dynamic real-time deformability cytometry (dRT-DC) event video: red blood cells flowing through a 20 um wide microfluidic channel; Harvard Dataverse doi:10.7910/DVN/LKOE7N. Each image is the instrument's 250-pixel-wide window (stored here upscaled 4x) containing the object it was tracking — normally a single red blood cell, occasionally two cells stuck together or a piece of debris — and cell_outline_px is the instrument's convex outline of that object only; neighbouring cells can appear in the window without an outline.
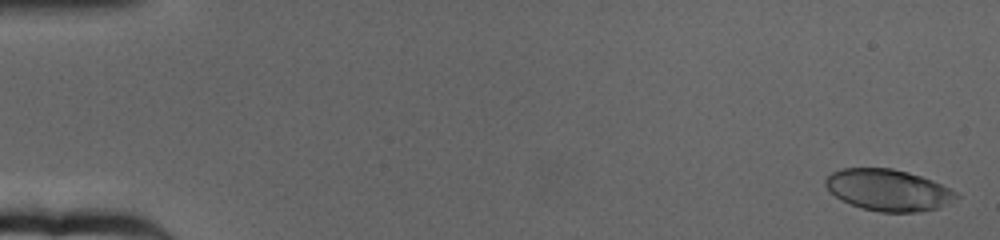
{"species": "human", "species_latin": "Homo sapiens", "temperature_condition": "cold", "stored_images_in_passage": 65, "camera_frame_rate_fps": 3000, "um_per_image_px": 0.085, "donor": {"sex": "female"}, "frame": {"image": 1, "passage_image": 2, "time_ms": 0.333, "image_size_px": [1000, 240], "cell_outline_px": [[960, 196], [936, 208], [912, 212], [880, 212], [864, 208], [852, 204], [836, 196], [824, 184], [824, 180], [832, 172], [844, 168], [892, 168], [908, 172], [932, 180], [956, 192]], "centroid_in_image_um": [75.48, 16.14], "position_along_channel_um": 9.5, "area_um2": 30.98}}
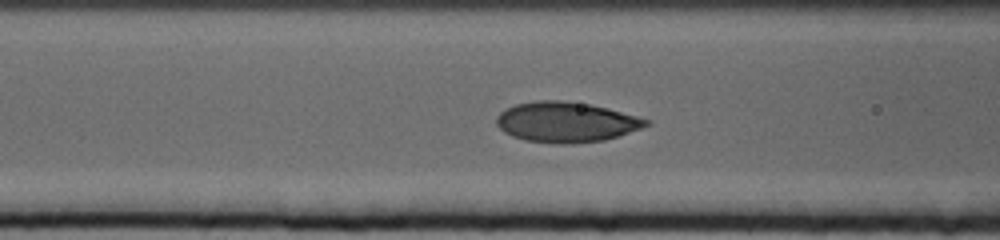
{"frame": {"image": 2, "passage_image": 27, "time_ms": 8.667, "image_size_px": [1000, 240], "cell_outline_px": [[652, 120], [648, 124], [640, 128], [604, 140], [560, 144], [556, 144], [524, 140], [512, 136], [504, 132], [496, 124], [496, 116], [500, 112], [516, 104], [536, 100], [560, 100], [588, 104]], "centroid_in_image_um": [48.06, 10.38], "position_along_channel_um": 118.5, "area_um2": 34.62}}
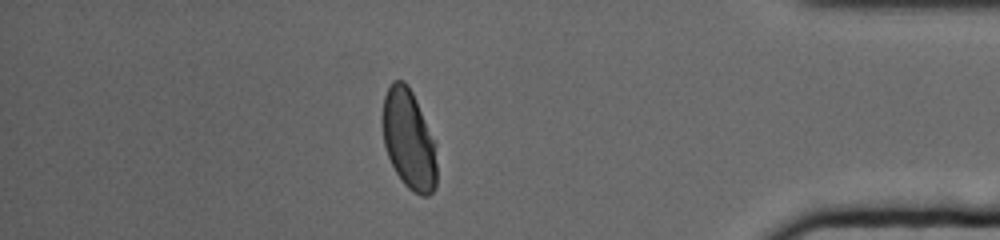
{"frame": {"image": 3, "passage_image": 57, "time_ms": 18.667, "image_size_px": [1000, 240], "cell_outline_px": [[436, 188], [428, 196], [420, 196], [412, 192], [404, 184], [396, 172], [388, 156], [384, 144], [384, 96], [392, 80], [404, 80], [408, 84], [416, 100], [432, 140], [436, 164]], "centroid_in_image_um": [34.74, 11.89], "position_along_channel_um": 400.5, "area_um2": 30.63}, "authors_computed_cell_mechanics": {"area_um2": 33.3506, "velocity_mm_per_s": 3.1473, "shape_relaxation_time_tau1_ms": 4.0319, "shape_relaxation_time_tau2_ms": null, "deformation_change_tau1": 0.1659, "deformation_change_tau2": null}}